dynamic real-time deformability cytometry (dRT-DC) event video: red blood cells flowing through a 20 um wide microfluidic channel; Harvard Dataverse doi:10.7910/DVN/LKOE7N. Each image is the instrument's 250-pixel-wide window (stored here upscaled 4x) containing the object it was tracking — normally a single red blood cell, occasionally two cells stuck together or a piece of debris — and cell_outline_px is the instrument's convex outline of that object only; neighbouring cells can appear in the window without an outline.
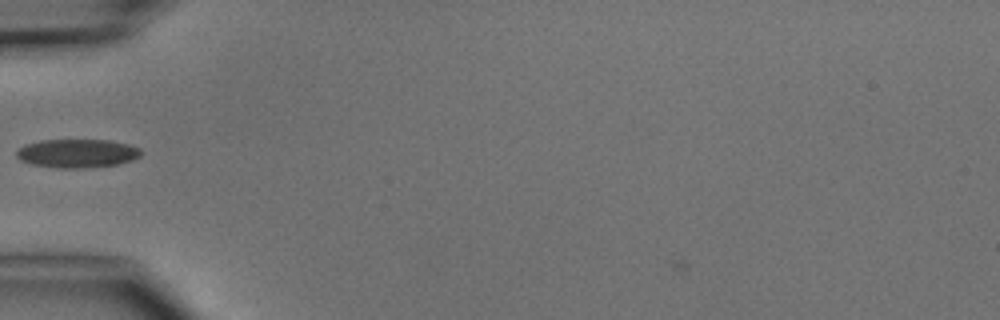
{"species": "common noctule bat (a hibernating species)", "species_latin": "Nyctalus noctula", "temperature_condition": "cold", "stored_images_in_passage": 1, "camera_frame_rate_fps": 3000, "um_per_image_px": 0.085, "animal": {"sex": "male", "body_mass_g": 15.6}, "frame": {"image": 1, "passage_image": 1, "time_ms": 0.0, "image_size_px": [1000, 320], "cell_outline_px": [[144, 152], [140, 156], [132, 160], [116, 164], [88, 168], [60, 168], [32, 164], [20, 160], [16, 156], [16, 152], [24, 144], [40, 140], [108, 140], [128, 144], [140, 148]], "centroid_in_image_um": [6.57, 13.03], "position_along_channel_um": 78.4, "area_um2": 20.81}}